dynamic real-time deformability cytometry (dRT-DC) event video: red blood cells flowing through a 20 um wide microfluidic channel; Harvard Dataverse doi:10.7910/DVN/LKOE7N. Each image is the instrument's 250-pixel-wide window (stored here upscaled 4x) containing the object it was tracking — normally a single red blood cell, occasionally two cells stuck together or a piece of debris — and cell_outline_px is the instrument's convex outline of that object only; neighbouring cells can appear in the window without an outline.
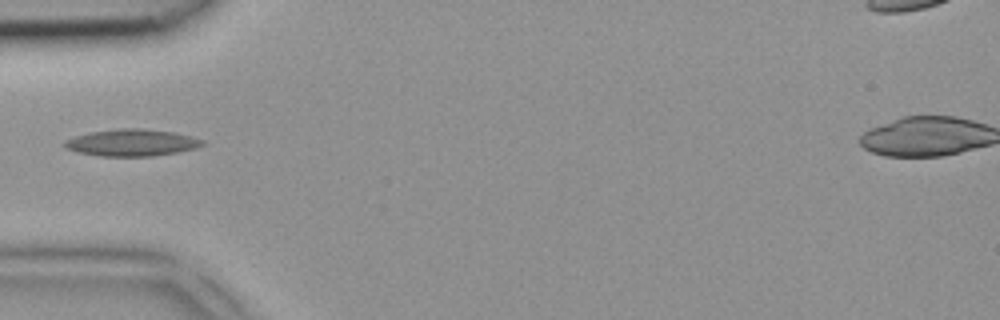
{"species": "common noctule bat (a hibernating species)", "species_latin": "Nyctalus noctula", "temperature_condition": "room temperature", "stored_images_in_passage": 2, "camera_frame_rate_fps": 3000, "um_per_image_px": 0.085, "animal": {"sex": "female", "body_mass_g": 18.4}, "frame": {"image": 1, "passage_image": 2, "time_ms": 0.333, "image_size_px": [1000, 320], "cell_outline_px": [[204, 144], [196, 148], [176, 152], [152, 156], [100, 156], [80, 152], [64, 148], [60, 144], [64, 140], [76, 136], [92, 132], [124, 128], [136, 128], [172, 132], [204, 140]], "centroid_in_image_um": [11.15, 12.13], "position_along_channel_um": 73.8, "area_um2": 21.27}}